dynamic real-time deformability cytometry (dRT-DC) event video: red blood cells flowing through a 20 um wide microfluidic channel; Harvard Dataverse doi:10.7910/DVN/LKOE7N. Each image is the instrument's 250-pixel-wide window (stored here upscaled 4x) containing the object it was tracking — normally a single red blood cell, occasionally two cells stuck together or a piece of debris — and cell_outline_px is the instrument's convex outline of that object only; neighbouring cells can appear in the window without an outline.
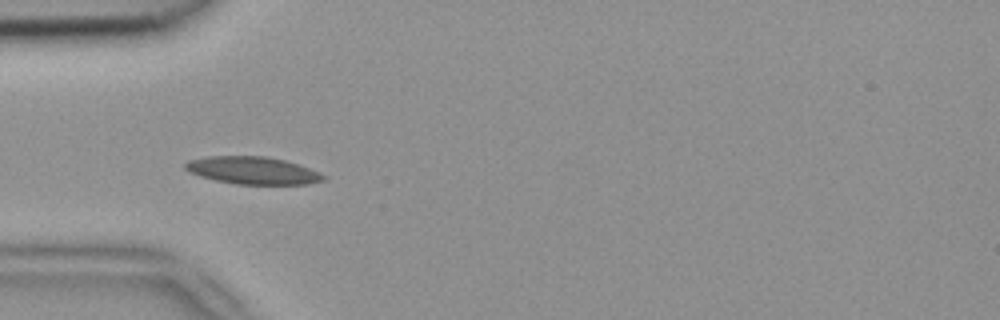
{"species": "common noctule bat (a hibernating species)", "species_latin": "Nyctalus noctula", "temperature_condition": "room temperature", "stored_images_in_passage": 37, "camera_frame_rate_fps": 3000, "um_per_image_px": 0.085, "animal": {"sex": "female", "body_mass_g": 18.4}, "frame": {"image": 1, "passage_image": 1, "time_ms": 0.0, "image_size_px": [1000, 320], "cell_outline_px": [[328, 176], [324, 180], [308, 184], [236, 184], [216, 180], [200, 176], [188, 172], [184, 168], [184, 164], [188, 160], [208, 156], [268, 156], [300, 164], [320, 172]], "centroid_in_image_um": [21.5, 14.48], "position_along_channel_um": 63.5, "area_um2": 22.31}}
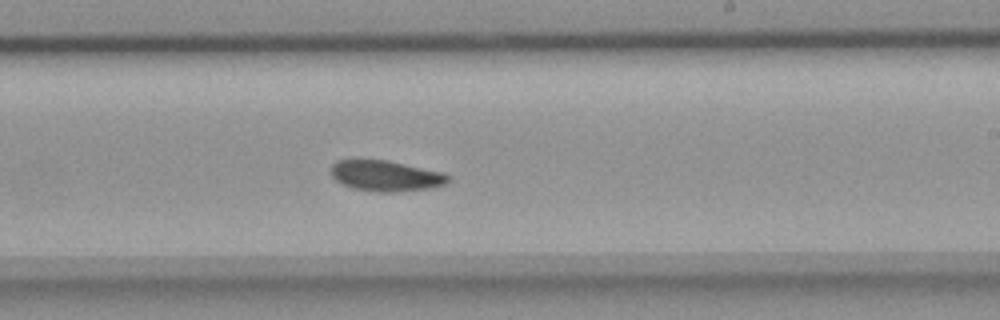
{"frame": {"image": 2, "passage_image": 16, "time_ms": 5.0, "image_size_px": [1000, 320], "cell_outline_px": [[452, 176], [444, 184], [428, 188], [396, 192], [380, 192], [352, 188], [336, 180], [332, 176], [332, 164], [336, 160], [356, 156], [388, 160], [444, 172]], "centroid_in_image_um": [32.74, 14.89], "position_along_channel_um": 256.3, "area_um2": 21.62}}
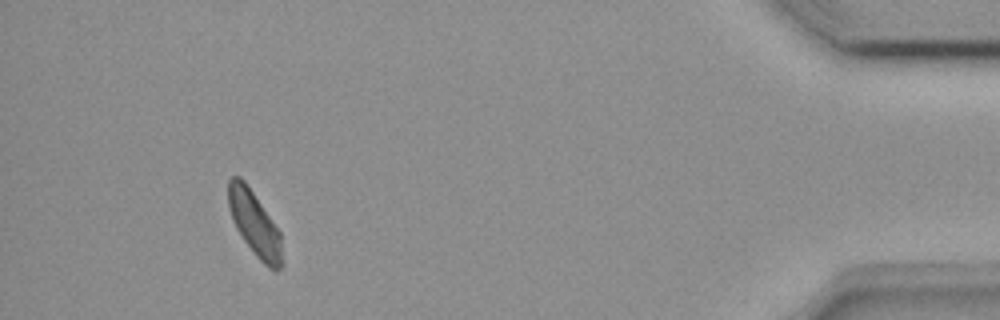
{"frame": {"image": 3, "passage_image": 33, "time_ms": 10.667, "image_size_px": [1000, 320], "cell_outline_px": [[284, 264], [276, 272], [268, 268], [256, 256], [244, 240], [236, 228], [232, 220], [228, 208], [228, 180], [232, 176], [240, 176], [244, 180], [280, 232]], "centroid_in_image_um": [21.65, 19.05], "position_along_channel_um": 413.6, "area_um2": 20.29}, "authors_computed_cell_mechanics": {"area_um2": 20.9236, "velocity_mm_per_s": 3.8972, "shape_relaxation_time_tau1_ms": 3.6665, "shape_relaxation_time_tau2_ms": null, "deformation_change_tau1": 0.1182, "deformation_change_tau2": null}}